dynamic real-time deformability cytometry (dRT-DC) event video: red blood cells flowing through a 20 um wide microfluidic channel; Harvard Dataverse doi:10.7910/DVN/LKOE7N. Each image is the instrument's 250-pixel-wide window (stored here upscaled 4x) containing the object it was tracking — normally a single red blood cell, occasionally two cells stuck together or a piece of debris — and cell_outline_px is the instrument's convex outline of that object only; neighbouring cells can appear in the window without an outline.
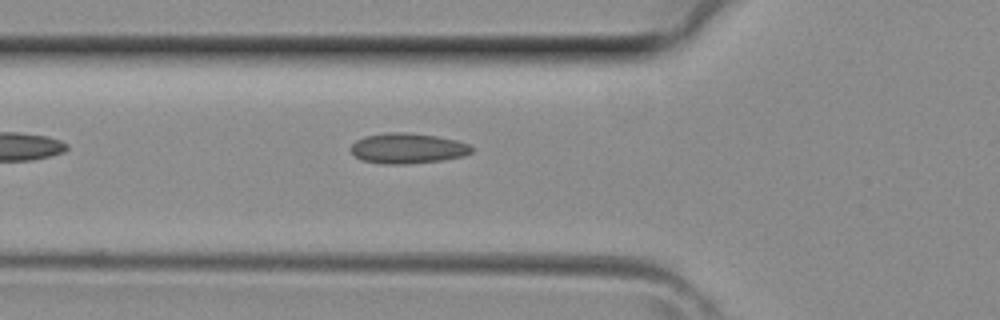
{"species": "common noctule bat (a hibernating species)", "species_latin": "Nyctalus noctula", "temperature_condition": "room temperature", "stored_images_in_passage": 3, "camera_frame_rate_fps": 3000, "um_per_image_px": 0.085, "animal": {"sex": "female", "body_mass_g": 29.2, "forearm_length_mm": 56.3}, "frame": {"image": 1, "passage_image": 3, "time_ms": 0.667, "image_size_px": [1000, 320], "cell_outline_px": [[472, 152], [464, 156], [444, 160], [408, 164], [384, 164], [360, 160], [352, 152], [352, 144], [356, 140], [364, 136], [388, 132], [404, 132], [436, 136], [456, 140], [468, 144], [472, 148]], "centroid_in_image_um": [34.65, 12.61], "position_along_channel_um": 91.2, "area_um2": 21.39}}